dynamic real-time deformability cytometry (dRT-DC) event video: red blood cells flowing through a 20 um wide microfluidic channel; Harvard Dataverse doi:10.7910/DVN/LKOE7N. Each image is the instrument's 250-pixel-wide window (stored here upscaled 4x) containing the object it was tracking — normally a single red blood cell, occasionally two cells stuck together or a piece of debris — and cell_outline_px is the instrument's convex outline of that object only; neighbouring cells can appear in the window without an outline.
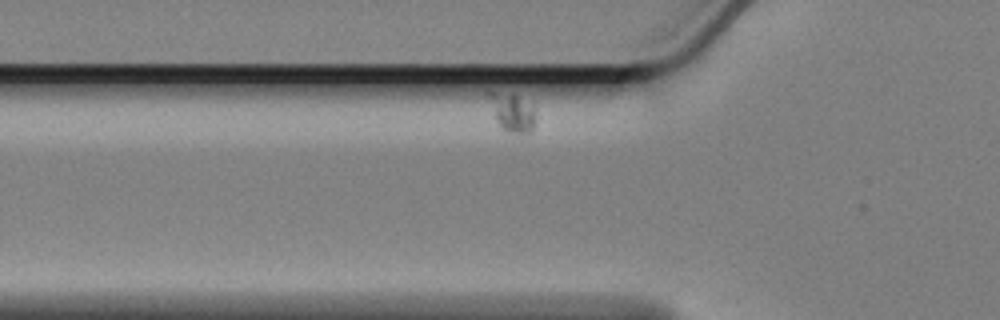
{"species": "Egyptian fruit bat (a non-hibernating species)", "species_latin": "Rousettus aegyptiacus", "temperature_condition": "cold", "stored_images_in_passage": 6, "camera_frame_rate_fps": 3000, "um_per_image_px": 0.085, "animal": {"sex": "female"}, "frame": {"image": 1, "passage_image": 3, "time_ms": 0.667, "image_size_px": [1000, 320], "cell_outline_px": [[536, 124], [528, 132], [512, 132], [500, 128], [496, 120], [488, 96], [488, 92], [512, 92], [532, 104], [536, 120]], "centroid_in_image_um": [43.55, 9.51], "position_along_channel_um": 82.2, "area_um2": 10.4}}